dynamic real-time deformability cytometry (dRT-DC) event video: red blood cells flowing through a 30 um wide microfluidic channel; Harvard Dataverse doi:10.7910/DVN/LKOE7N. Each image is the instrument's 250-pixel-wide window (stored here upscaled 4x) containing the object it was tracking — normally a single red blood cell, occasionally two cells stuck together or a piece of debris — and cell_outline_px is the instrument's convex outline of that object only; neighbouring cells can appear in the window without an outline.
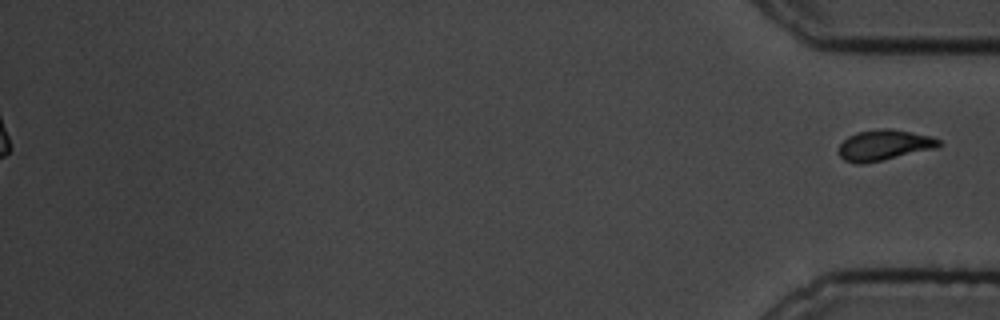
{"species": "common noctule bat (a hibernating species)", "species_latin": "Nyctalus noctula", "temperature_condition": "cold", "stored_images_in_passage": 60, "segment_of_instrument_passage": [2, 2], "camera_frame_rate_fps": 3000, "um_per_image_px": 0.085, "animal": {"sex": "male", "body_mass_g": 19.5, "forearm_length_mm": 54.6}, "frame": {"image": 1, "passage_image": 60, "time_ms": 19.667, "image_size_px": [1000, 320], "cell_outline_px": [[944, 144], [936, 148], [864, 164], [856, 164], [844, 160], [840, 156], [840, 144], [848, 136], [856, 132], [880, 128], [888, 128], [932, 136], [940, 140]], "centroid_in_image_um": [75.16, 12.33], "position_along_channel_um": 360.0, "area_um2": 17.86}}